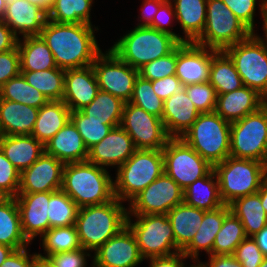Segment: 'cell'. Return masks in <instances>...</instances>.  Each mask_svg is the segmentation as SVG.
Returning a JSON list of instances; mask_svg holds the SVG:
<instances>
[{
  "mask_svg": "<svg viewBox=\"0 0 267 267\" xmlns=\"http://www.w3.org/2000/svg\"><path fill=\"white\" fill-rule=\"evenodd\" d=\"M199 111L184 88L164 101L162 122L171 138H180L197 120Z\"/></svg>",
  "mask_w": 267,
  "mask_h": 267,
  "instance_id": "cell-23",
  "label": "cell"
},
{
  "mask_svg": "<svg viewBox=\"0 0 267 267\" xmlns=\"http://www.w3.org/2000/svg\"><path fill=\"white\" fill-rule=\"evenodd\" d=\"M41 238L43 250L46 253L37 255L45 259L49 255L74 251L82 247L75 225L50 228Z\"/></svg>",
  "mask_w": 267,
  "mask_h": 267,
  "instance_id": "cell-41",
  "label": "cell"
},
{
  "mask_svg": "<svg viewBox=\"0 0 267 267\" xmlns=\"http://www.w3.org/2000/svg\"><path fill=\"white\" fill-rule=\"evenodd\" d=\"M3 137V134H2V131H1V128H0V140L2 139Z\"/></svg>",
  "mask_w": 267,
  "mask_h": 267,
  "instance_id": "cell-71",
  "label": "cell"
},
{
  "mask_svg": "<svg viewBox=\"0 0 267 267\" xmlns=\"http://www.w3.org/2000/svg\"><path fill=\"white\" fill-rule=\"evenodd\" d=\"M31 4H35L41 8H43L47 13L50 10L53 0H27Z\"/></svg>",
  "mask_w": 267,
  "mask_h": 267,
  "instance_id": "cell-64",
  "label": "cell"
},
{
  "mask_svg": "<svg viewBox=\"0 0 267 267\" xmlns=\"http://www.w3.org/2000/svg\"><path fill=\"white\" fill-rule=\"evenodd\" d=\"M164 1H160V0H145L142 4V13L141 16L139 18H142L144 22H141L137 24V26H149L153 19L155 14L157 13L160 5L163 3Z\"/></svg>",
  "mask_w": 267,
  "mask_h": 267,
  "instance_id": "cell-58",
  "label": "cell"
},
{
  "mask_svg": "<svg viewBox=\"0 0 267 267\" xmlns=\"http://www.w3.org/2000/svg\"><path fill=\"white\" fill-rule=\"evenodd\" d=\"M184 202L200 210L209 211L223 206L217 175L212 169L205 177L196 180L183 190Z\"/></svg>",
  "mask_w": 267,
  "mask_h": 267,
  "instance_id": "cell-32",
  "label": "cell"
},
{
  "mask_svg": "<svg viewBox=\"0 0 267 267\" xmlns=\"http://www.w3.org/2000/svg\"><path fill=\"white\" fill-rule=\"evenodd\" d=\"M136 148L129 134L121 127L113 128L99 143L88 150L87 161L100 167H120Z\"/></svg>",
  "mask_w": 267,
  "mask_h": 267,
  "instance_id": "cell-19",
  "label": "cell"
},
{
  "mask_svg": "<svg viewBox=\"0 0 267 267\" xmlns=\"http://www.w3.org/2000/svg\"><path fill=\"white\" fill-rule=\"evenodd\" d=\"M90 250L80 249L68 252L56 253L49 255L46 259L52 264L53 267H86L87 256L91 257Z\"/></svg>",
  "mask_w": 267,
  "mask_h": 267,
  "instance_id": "cell-50",
  "label": "cell"
},
{
  "mask_svg": "<svg viewBox=\"0 0 267 267\" xmlns=\"http://www.w3.org/2000/svg\"><path fill=\"white\" fill-rule=\"evenodd\" d=\"M24 79L50 101H62L65 70L53 68L43 71H21Z\"/></svg>",
  "mask_w": 267,
  "mask_h": 267,
  "instance_id": "cell-39",
  "label": "cell"
},
{
  "mask_svg": "<svg viewBox=\"0 0 267 267\" xmlns=\"http://www.w3.org/2000/svg\"><path fill=\"white\" fill-rule=\"evenodd\" d=\"M204 210L187 205L185 202L172 208L167 216L171 222L175 243L182 252L192 241L201 226Z\"/></svg>",
  "mask_w": 267,
  "mask_h": 267,
  "instance_id": "cell-29",
  "label": "cell"
},
{
  "mask_svg": "<svg viewBox=\"0 0 267 267\" xmlns=\"http://www.w3.org/2000/svg\"><path fill=\"white\" fill-rule=\"evenodd\" d=\"M205 267H242L233 255H209L208 262H201Z\"/></svg>",
  "mask_w": 267,
  "mask_h": 267,
  "instance_id": "cell-59",
  "label": "cell"
},
{
  "mask_svg": "<svg viewBox=\"0 0 267 267\" xmlns=\"http://www.w3.org/2000/svg\"><path fill=\"white\" fill-rule=\"evenodd\" d=\"M136 222L127 216V226L135 235L142 257H166L181 252L167 214L134 215Z\"/></svg>",
  "mask_w": 267,
  "mask_h": 267,
  "instance_id": "cell-9",
  "label": "cell"
},
{
  "mask_svg": "<svg viewBox=\"0 0 267 267\" xmlns=\"http://www.w3.org/2000/svg\"><path fill=\"white\" fill-rule=\"evenodd\" d=\"M48 20V13L27 0H7L4 22L19 38L39 36Z\"/></svg>",
  "mask_w": 267,
  "mask_h": 267,
  "instance_id": "cell-22",
  "label": "cell"
},
{
  "mask_svg": "<svg viewBox=\"0 0 267 267\" xmlns=\"http://www.w3.org/2000/svg\"><path fill=\"white\" fill-rule=\"evenodd\" d=\"M61 189L79 208L104 204L115 198L113 179L107 169L88 161L64 165Z\"/></svg>",
  "mask_w": 267,
  "mask_h": 267,
  "instance_id": "cell-2",
  "label": "cell"
},
{
  "mask_svg": "<svg viewBox=\"0 0 267 267\" xmlns=\"http://www.w3.org/2000/svg\"><path fill=\"white\" fill-rule=\"evenodd\" d=\"M44 147L46 154L54 156L64 164L84 162L88 158V149L71 120Z\"/></svg>",
  "mask_w": 267,
  "mask_h": 267,
  "instance_id": "cell-25",
  "label": "cell"
},
{
  "mask_svg": "<svg viewBox=\"0 0 267 267\" xmlns=\"http://www.w3.org/2000/svg\"><path fill=\"white\" fill-rule=\"evenodd\" d=\"M175 20L180 23L185 36L183 43L195 42L204 31L207 0H171Z\"/></svg>",
  "mask_w": 267,
  "mask_h": 267,
  "instance_id": "cell-30",
  "label": "cell"
},
{
  "mask_svg": "<svg viewBox=\"0 0 267 267\" xmlns=\"http://www.w3.org/2000/svg\"><path fill=\"white\" fill-rule=\"evenodd\" d=\"M70 120L76 126L88 150L99 143L113 128L120 126V124H104V121L90 120L81 110L72 111Z\"/></svg>",
  "mask_w": 267,
  "mask_h": 267,
  "instance_id": "cell-44",
  "label": "cell"
},
{
  "mask_svg": "<svg viewBox=\"0 0 267 267\" xmlns=\"http://www.w3.org/2000/svg\"><path fill=\"white\" fill-rule=\"evenodd\" d=\"M186 258L188 257L183 252H178L166 257H152L148 258L150 260L149 267H185L186 265L183 261H185Z\"/></svg>",
  "mask_w": 267,
  "mask_h": 267,
  "instance_id": "cell-56",
  "label": "cell"
},
{
  "mask_svg": "<svg viewBox=\"0 0 267 267\" xmlns=\"http://www.w3.org/2000/svg\"><path fill=\"white\" fill-rule=\"evenodd\" d=\"M230 127L215 111L200 113L180 138L214 166L230 156Z\"/></svg>",
  "mask_w": 267,
  "mask_h": 267,
  "instance_id": "cell-6",
  "label": "cell"
},
{
  "mask_svg": "<svg viewBox=\"0 0 267 267\" xmlns=\"http://www.w3.org/2000/svg\"><path fill=\"white\" fill-rule=\"evenodd\" d=\"M177 62V47L168 55L160 57L139 69V75L146 80H159L175 75Z\"/></svg>",
  "mask_w": 267,
  "mask_h": 267,
  "instance_id": "cell-47",
  "label": "cell"
},
{
  "mask_svg": "<svg viewBox=\"0 0 267 267\" xmlns=\"http://www.w3.org/2000/svg\"><path fill=\"white\" fill-rule=\"evenodd\" d=\"M184 202L183 189L165 172L130 201L128 216L167 214Z\"/></svg>",
  "mask_w": 267,
  "mask_h": 267,
  "instance_id": "cell-15",
  "label": "cell"
},
{
  "mask_svg": "<svg viewBox=\"0 0 267 267\" xmlns=\"http://www.w3.org/2000/svg\"><path fill=\"white\" fill-rule=\"evenodd\" d=\"M259 267H267V256L264 257V259H263V261Z\"/></svg>",
  "mask_w": 267,
  "mask_h": 267,
  "instance_id": "cell-68",
  "label": "cell"
},
{
  "mask_svg": "<svg viewBox=\"0 0 267 267\" xmlns=\"http://www.w3.org/2000/svg\"><path fill=\"white\" fill-rule=\"evenodd\" d=\"M145 260L128 226L94 251L93 267H136Z\"/></svg>",
  "mask_w": 267,
  "mask_h": 267,
  "instance_id": "cell-16",
  "label": "cell"
},
{
  "mask_svg": "<svg viewBox=\"0 0 267 267\" xmlns=\"http://www.w3.org/2000/svg\"><path fill=\"white\" fill-rule=\"evenodd\" d=\"M233 256L242 267H259L265 257L253 237H246L237 246Z\"/></svg>",
  "mask_w": 267,
  "mask_h": 267,
  "instance_id": "cell-49",
  "label": "cell"
},
{
  "mask_svg": "<svg viewBox=\"0 0 267 267\" xmlns=\"http://www.w3.org/2000/svg\"><path fill=\"white\" fill-rule=\"evenodd\" d=\"M99 90L129 102L139 70L123 62L112 50L100 53L92 64Z\"/></svg>",
  "mask_w": 267,
  "mask_h": 267,
  "instance_id": "cell-14",
  "label": "cell"
},
{
  "mask_svg": "<svg viewBox=\"0 0 267 267\" xmlns=\"http://www.w3.org/2000/svg\"><path fill=\"white\" fill-rule=\"evenodd\" d=\"M21 172L5 157L0 149V193L16 197L20 187Z\"/></svg>",
  "mask_w": 267,
  "mask_h": 267,
  "instance_id": "cell-48",
  "label": "cell"
},
{
  "mask_svg": "<svg viewBox=\"0 0 267 267\" xmlns=\"http://www.w3.org/2000/svg\"><path fill=\"white\" fill-rule=\"evenodd\" d=\"M151 82L154 92L163 101L183 88L180 80L176 77V75L167 76L159 80H153Z\"/></svg>",
  "mask_w": 267,
  "mask_h": 267,
  "instance_id": "cell-54",
  "label": "cell"
},
{
  "mask_svg": "<svg viewBox=\"0 0 267 267\" xmlns=\"http://www.w3.org/2000/svg\"><path fill=\"white\" fill-rule=\"evenodd\" d=\"M219 183V192L224 204L235 199L255 194L267 175L263 162L227 157L213 166Z\"/></svg>",
  "mask_w": 267,
  "mask_h": 267,
  "instance_id": "cell-7",
  "label": "cell"
},
{
  "mask_svg": "<svg viewBox=\"0 0 267 267\" xmlns=\"http://www.w3.org/2000/svg\"><path fill=\"white\" fill-rule=\"evenodd\" d=\"M218 94H225L240 89L243 86L234 62L223 51H216L212 55L209 81Z\"/></svg>",
  "mask_w": 267,
  "mask_h": 267,
  "instance_id": "cell-36",
  "label": "cell"
},
{
  "mask_svg": "<svg viewBox=\"0 0 267 267\" xmlns=\"http://www.w3.org/2000/svg\"><path fill=\"white\" fill-rule=\"evenodd\" d=\"M231 212L241 221L247 237H252L267 225V214L258 193L239 197L229 204Z\"/></svg>",
  "mask_w": 267,
  "mask_h": 267,
  "instance_id": "cell-35",
  "label": "cell"
},
{
  "mask_svg": "<svg viewBox=\"0 0 267 267\" xmlns=\"http://www.w3.org/2000/svg\"><path fill=\"white\" fill-rule=\"evenodd\" d=\"M16 202L20 212L21 227L25 238L32 242L49 230L48 202L50 192L18 193Z\"/></svg>",
  "mask_w": 267,
  "mask_h": 267,
  "instance_id": "cell-20",
  "label": "cell"
},
{
  "mask_svg": "<svg viewBox=\"0 0 267 267\" xmlns=\"http://www.w3.org/2000/svg\"><path fill=\"white\" fill-rule=\"evenodd\" d=\"M0 99L23 103L37 109L49 101L45 95L31 86L21 73L0 88Z\"/></svg>",
  "mask_w": 267,
  "mask_h": 267,
  "instance_id": "cell-40",
  "label": "cell"
},
{
  "mask_svg": "<svg viewBox=\"0 0 267 267\" xmlns=\"http://www.w3.org/2000/svg\"><path fill=\"white\" fill-rule=\"evenodd\" d=\"M260 195L262 206L267 214V175L261 182L260 189L257 192Z\"/></svg>",
  "mask_w": 267,
  "mask_h": 267,
  "instance_id": "cell-62",
  "label": "cell"
},
{
  "mask_svg": "<svg viewBox=\"0 0 267 267\" xmlns=\"http://www.w3.org/2000/svg\"><path fill=\"white\" fill-rule=\"evenodd\" d=\"M39 109L0 99V128L3 135H31Z\"/></svg>",
  "mask_w": 267,
  "mask_h": 267,
  "instance_id": "cell-28",
  "label": "cell"
},
{
  "mask_svg": "<svg viewBox=\"0 0 267 267\" xmlns=\"http://www.w3.org/2000/svg\"><path fill=\"white\" fill-rule=\"evenodd\" d=\"M260 4V11H261V17L263 18V30H264V37L265 39H263L261 36L256 35L255 33H253L258 40H260V42L263 44V46L265 47V49L267 50V0H261L259 1ZM265 40V41H264Z\"/></svg>",
  "mask_w": 267,
  "mask_h": 267,
  "instance_id": "cell-60",
  "label": "cell"
},
{
  "mask_svg": "<svg viewBox=\"0 0 267 267\" xmlns=\"http://www.w3.org/2000/svg\"><path fill=\"white\" fill-rule=\"evenodd\" d=\"M70 113L63 101H48L39 108L31 135L45 145L70 120Z\"/></svg>",
  "mask_w": 267,
  "mask_h": 267,
  "instance_id": "cell-31",
  "label": "cell"
},
{
  "mask_svg": "<svg viewBox=\"0 0 267 267\" xmlns=\"http://www.w3.org/2000/svg\"><path fill=\"white\" fill-rule=\"evenodd\" d=\"M183 88L199 113L215 111L217 104V93L209 82L190 84L183 86Z\"/></svg>",
  "mask_w": 267,
  "mask_h": 267,
  "instance_id": "cell-46",
  "label": "cell"
},
{
  "mask_svg": "<svg viewBox=\"0 0 267 267\" xmlns=\"http://www.w3.org/2000/svg\"><path fill=\"white\" fill-rule=\"evenodd\" d=\"M78 205L62 190L50 192L48 202L49 229L75 225Z\"/></svg>",
  "mask_w": 267,
  "mask_h": 267,
  "instance_id": "cell-43",
  "label": "cell"
},
{
  "mask_svg": "<svg viewBox=\"0 0 267 267\" xmlns=\"http://www.w3.org/2000/svg\"><path fill=\"white\" fill-rule=\"evenodd\" d=\"M234 62L243 86L255 89L267 98V50L252 33L248 38L224 50Z\"/></svg>",
  "mask_w": 267,
  "mask_h": 267,
  "instance_id": "cell-11",
  "label": "cell"
},
{
  "mask_svg": "<svg viewBox=\"0 0 267 267\" xmlns=\"http://www.w3.org/2000/svg\"><path fill=\"white\" fill-rule=\"evenodd\" d=\"M34 267H53V266L47 259L39 257L36 253V262Z\"/></svg>",
  "mask_w": 267,
  "mask_h": 267,
  "instance_id": "cell-65",
  "label": "cell"
},
{
  "mask_svg": "<svg viewBox=\"0 0 267 267\" xmlns=\"http://www.w3.org/2000/svg\"><path fill=\"white\" fill-rule=\"evenodd\" d=\"M164 172L162 150L136 149L126 162L117 168L113 181L114 195L120 201H130Z\"/></svg>",
  "mask_w": 267,
  "mask_h": 267,
  "instance_id": "cell-5",
  "label": "cell"
},
{
  "mask_svg": "<svg viewBox=\"0 0 267 267\" xmlns=\"http://www.w3.org/2000/svg\"><path fill=\"white\" fill-rule=\"evenodd\" d=\"M263 255L267 256V225L252 236Z\"/></svg>",
  "mask_w": 267,
  "mask_h": 267,
  "instance_id": "cell-61",
  "label": "cell"
},
{
  "mask_svg": "<svg viewBox=\"0 0 267 267\" xmlns=\"http://www.w3.org/2000/svg\"><path fill=\"white\" fill-rule=\"evenodd\" d=\"M6 197L3 195V194H1L0 193V202L2 201V200H4Z\"/></svg>",
  "mask_w": 267,
  "mask_h": 267,
  "instance_id": "cell-70",
  "label": "cell"
},
{
  "mask_svg": "<svg viewBox=\"0 0 267 267\" xmlns=\"http://www.w3.org/2000/svg\"><path fill=\"white\" fill-rule=\"evenodd\" d=\"M26 248L14 250L0 267H34L36 253L30 255Z\"/></svg>",
  "mask_w": 267,
  "mask_h": 267,
  "instance_id": "cell-55",
  "label": "cell"
},
{
  "mask_svg": "<svg viewBox=\"0 0 267 267\" xmlns=\"http://www.w3.org/2000/svg\"><path fill=\"white\" fill-rule=\"evenodd\" d=\"M265 104V98L255 89L242 86L240 89L217 95L215 112L232 123L257 111Z\"/></svg>",
  "mask_w": 267,
  "mask_h": 267,
  "instance_id": "cell-24",
  "label": "cell"
},
{
  "mask_svg": "<svg viewBox=\"0 0 267 267\" xmlns=\"http://www.w3.org/2000/svg\"><path fill=\"white\" fill-rule=\"evenodd\" d=\"M21 73L18 47L0 53V88Z\"/></svg>",
  "mask_w": 267,
  "mask_h": 267,
  "instance_id": "cell-51",
  "label": "cell"
},
{
  "mask_svg": "<svg viewBox=\"0 0 267 267\" xmlns=\"http://www.w3.org/2000/svg\"><path fill=\"white\" fill-rule=\"evenodd\" d=\"M195 264H192L190 267H205L200 261H194Z\"/></svg>",
  "mask_w": 267,
  "mask_h": 267,
  "instance_id": "cell-67",
  "label": "cell"
},
{
  "mask_svg": "<svg viewBox=\"0 0 267 267\" xmlns=\"http://www.w3.org/2000/svg\"><path fill=\"white\" fill-rule=\"evenodd\" d=\"M18 39L21 71H43L58 68L54 56L40 36H26Z\"/></svg>",
  "mask_w": 267,
  "mask_h": 267,
  "instance_id": "cell-34",
  "label": "cell"
},
{
  "mask_svg": "<svg viewBox=\"0 0 267 267\" xmlns=\"http://www.w3.org/2000/svg\"><path fill=\"white\" fill-rule=\"evenodd\" d=\"M7 0H0V21L4 20Z\"/></svg>",
  "mask_w": 267,
  "mask_h": 267,
  "instance_id": "cell-66",
  "label": "cell"
},
{
  "mask_svg": "<svg viewBox=\"0 0 267 267\" xmlns=\"http://www.w3.org/2000/svg\"><path fill=\"white\" fill-rule=\"evenodd\" d=\"M120 126L132 138L136 149L162 150L171 138L161 118L130 102L124 104Z\"/></svg>",
  "mask_w": 267,
  "mask_h": 267,
  "instance_id": "cell-13",
  "label": "cell"
},
{
  "mask_svg": "<svg viewBox=\"0 0 267 267\" xmlns=\"http://www.w3.org/2000/svg\"><path fill=\"white\" fill-rule=\"evenodd\" d=\"M124 104L120 98L99 90L93 101L81 111L90 120L104 121V124H121Z\"/></svg>",
  "mask_w": 267,
  "mask_h": 267,
  "instance_id": "cell-37",
  "label": "cell"
},
{
  "mask_svg": "<svg viewBox=\"0 0 267 267\" xmlns=\"http://www.w3.org/2000/svg\"><path fill=\"white\" fill-rule=\"evenodd\" d=\"M129 102L162 118L164 101L154 92L152 82L140 75L135 80L133 94Z\"/></svg>",
  "mask_w": 267,
  "mask_h": 267,
  "instance_id": "cell-45",
  "label": "cell"
},
{
  "mask_svg": "<svg viewBox=\"0 0 267 267\" xmlns=\"http://www.w3.org/2000/svg\"><path fill=\"white\" fill-rule=\"evenodd\" d=\"M252 33L222 0H207L204 31L194 43L223 51L248 38Z\"/></svg>",
  "mask_w": 267,
  "mask_h": 267,
  "instance_id": "cell-8",
  "label": "cell"
},
{
  "mask_svg": "<svg viewBox=\"0 0 267 267\" xmlns=\"http://www.w3.org/2000/svg\"><path fill=\"white\" fill-rule=\"evenodd\" d=\"M0 149L20 172L29 168L44 152V145L32 135H3Z\"/></svg>",
  "mask_w": 267,
  "mask_h": 267,
  "instance_id": "cell-26",
  "label": "cell"
},
{
  "mask_svg": "<svg viewBox=\"0 0 267 267\" xmlns=\"http://www.w3.org/2000/svg\"><path fill=\"white\" fill-rule=\"evenodd\" d=\"M98 91V81L92 65L65 70L62 101L71 112L80 111L89 105Z\"/></svg>",
  "mask_w": 267,
  "mask_h": 267,
  "instance_id": "cell-21",
  "label": "cell"
},
{
  "mask_svg": "<svg viewBox=\"0 0 267 267\" xmlns=\"http://www.w3.org/2000/svg\"><path fill=\"white\" fill-rule=\"evenodd\" d=\"M93 26L86 23L69 24L47 20L40 37L51 50L58 68H83L93 64L102 52L97 44Z\"/></svg>",
  "mask_w": 267,
  "mask_h": 267,
  "instance_id": "cell-1",
  "label": "cell"
},
{
  "mask_svg": "<svg viewBox=\"0 0 267 267\" xmlns=\"http://www.w3.org/2000/svg\"><path fill=\"white\" fill-rule=\"evenodd\" d=\"M13 251L12 247L0 244V266Z\"/></svg>",
  "mask_w": 267,
  "mask_h": 267,
  "instance_id": "cell-63",
  "label": "cell"
},
{
  "mask_svg": "<svg viewBox=\"0 0 267 267\" xmlns=\"http://www.w3.org/2000/svg\"><path fill=\"white\" fill-rule=\"evenodd\" d=\"M216 51L194 42L180 43L177 46L175 75L182 86L209 81L212 55Z\"/></svg>",
  "mask_w": 267,
  "mask_h": 267,
  "instance_id": "cell-17",
  "label": "cell"
},
{
  "mask_svg": "<svg viewBox=\"0 0 267 267\" xmlns=\"http://www.w3.org/2000/svg\"><path fill=\"white\" fill-rule=\"evenodd\" d=\"M64 163L45 152L20 175L18 193L54 192L62 187Z\"/></svg>",
  "mask_w": 267,
  "mask_h": 267,
  "instance_id": "cell-18",
  "label": "cell"
},
{
  "mask_svg": "<svg viewBox=\"0 0 267 267\" xmlns=\"http://www.w3.org/2000/svg\"><path fill=\"white\" fill-rule=\"evenodd\" d=\"M246 237L241 221L230 212L224 218L221 229L215 237L212 255H233L237 246Z\"/></svg>",
  "mask_w": 267,
  "mask_h": 267,
  "instance_id": "cell-42",
  "label": "cell"
},
{
  "mask_svg": "<svg viewBox=\"0 0 267 267\" xmlns=\"http://www.w3.org/2000/svg\"><path fill=\"white\" fill-rule=\"evenodd\" d=\"M181 42L150 26H135L110 48L123 62L139 70L145 64L171 53Z\"/></svg>",
  "mask_w": 267,
  "mask_h": 267,
  "instance_id": "cell-4",
  "label": "cell"
},
{
  "mask_svg": "<svg viewBox=\"0 0 267 267\" xmlns=\"http://www.w3.org/2000/svg\"><path fill=\"white\" fill-rule=\"evenodd\" d=\"M233 14L253 33L257 0H222Z\"/></svg>",
  "mask_w": 267,
  "mask_h": 267,
  "instance_id": "cell-52",
  "label": "cell"
},
{
  "mask_svg": "<svg viewBox=\"0 0 267 267\" xmlns=\"http://www.w3.org/2000/svg\"><path fill=\"white\" fill-rule=\"evenodd\" d=\"M264 165H265V169H266V172H267V154H266V159L264 161Z\"/></svg>",
  "mask_w": 267,
  "mask_h": 267,
  "instance_id": "cell-69",
  "label": "cell"
},
{
  "mask_svg": "<svg viewBox=\"0 0 267 267\" xmlns=\"http://www.w3.org/2000/svg\"><path fill=\"white\" fill-rule=\"evenodd\" d=\"M118 198L79 208L75 226L84 249L96 251L127 226L128 210Z\"/></svg>",
  "mask_w": 267,
  "mask_h": 267,
  "instance_id": "cell-3",
  "label": "cell"
},
{
  "mask_svg": "<svg viewBox=\"0 0 267 267\" xmlns=\"http://www.w3.org/2000/svg\"><path fill=\"white\" fill-rule=\"evenodd\" d=\"M162 153L164 172L183 190L213 169V166L182 138H170Z\"/></svg>",
  "mask_w": 267,
  "mask_h": 267,
  "instance_id": "cell-12",
  "label": "cell"
},
{
  "mask_svg": "<svg viewBox=\"0 0 267 267\" xmlns=\"http://www.w3.org/2000/svg\"><path fill=\"white\" fill-rule=\"evenodd\" d=\"M230 212V207L226 204L217 209L205 211L201 226L190 244L182 252L193 262L199 260V250H204L208 256L212 255L215 237L221 229L224 218Z\"/></svg>",
  "mask_w": 267,
  "mask_h": 267,
  "instance_id": "cell-27",
  "label": "cell"
},
{
  "mask_svg": "<svg viewBox=\"0 0 267 267\" xmlns=\"http://www.w3.org/2000/svg\"><path fill=\"white\" fill-rule=\"evenodd\" d=\"M267 154V104L231 123L230 156L263 162Z\"/></svg>",
  "mask_w": 267,
  "mask_h": 267,
  "instance_id": "cell-10",
  "label": "cell"
},
{
  "mask_svg": "<svg viewBox=\"0 0 267 267\" xmlns=\"http://www.w3.org/2000/svg\"><path fill=\"white\" fill-rule=\"evenodd\" d=\"M175 17H176L175 16V10H174V7H173L171 0L164 1L160 5L157 13L154 16L152 23L149 26L152 28H155L159 31L169 33V34L175 36L181 43H183V36L181 37L178 34H176L175 32L171 31V29L169 27L167 28V25H170V23L172 21H174L173 19H175Z\"/></svg>",
  "mask_w": 267,
  "mask_h": 267,
  "instance_id": "cell-53",
  "label": "cell"
},
{
  "mask_svg": "<svg viewBox=\"0 0 267 267\" xmlns=\"http://www.w3.org/2000/svg\"><path fill=\"white\" fill-rule=\"evenodd\" d=\"M18 39L7 24L4 21H0V53L15 49Z\"/></svg>",
  "mask_w": 267,
  "mask_h": 267,
  "instance_id": "cell-57",
  "label": "cell"
},
{
  "mask_svg": "<svg viewBox=\"0 0 267 267\" xmlns=\"http://www.w3.org/2000/svg\"><path fill=\"white\" fill-rule=\"evenodd\" d=\"M93 0H53L48 11V20L57 23H91V6Z\"/></svg>",
  "mask_w": 267,
  "mask_h": 267,
  "instance_id": "cell-38",
  "label": "cell"
},
{
  "mask_svg": "<svg viewBox=\"0 0 267 267\" xmlns=\"http://www.w3.org/2000/svg\"><path fill=\"white\" fill-rule=\"evenodd\" d=\"M0 244L18 250L31 244L24 236L15 197L0 202Z\"/></svg>",
  "mask_w": 267,
  "mask_h": 267,
  "instance_id": "cell-33",
  "label": "cell"
}]
</instances>
